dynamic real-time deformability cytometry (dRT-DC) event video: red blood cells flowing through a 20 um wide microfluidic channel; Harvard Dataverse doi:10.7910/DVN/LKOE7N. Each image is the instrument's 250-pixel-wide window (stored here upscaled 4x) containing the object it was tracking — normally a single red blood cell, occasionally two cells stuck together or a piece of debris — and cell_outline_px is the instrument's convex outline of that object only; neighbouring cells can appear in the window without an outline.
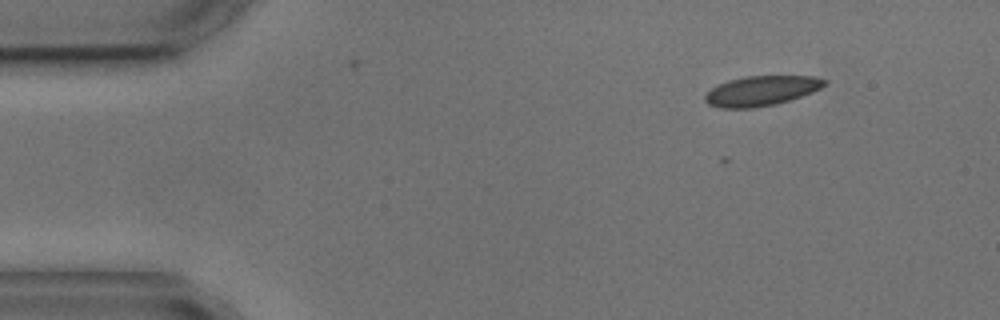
{"species": "common noctule bat (a hibernating species)", "species_latin": "Nyctalus noctula", "temperature_condition": "cold", "stored_images_in_passage": 7, "camera_frame_rate_fps": 3000, "um_per_image_px": 0.085, "animal": {"sex": "male", "body_mass_g": 17.9, "forearm_length_mm": 54.2}, "frame": {"image": 1, "passage_image": 1, "time_ms": 0.0, "image_size_px": [1000, 320], "cell_outline_px": [[828, 84], [812, 92], [776, 104], [752, 108], [720, 108], [708, 104], [704, 100], [704, 96], [712, 88], [728, 80], [744, 76], [816, 76], [828, 80]], "centroid_in_image_um": [64.73, 7.71], "position_along_channel_um": 20.3, "area_um2": 20.81}}
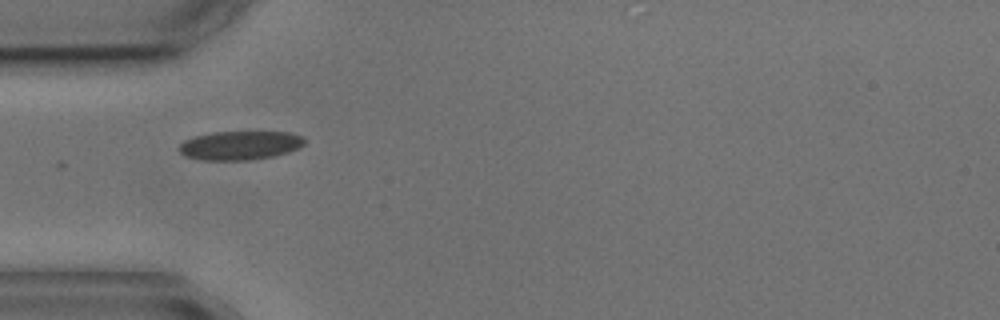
{"frame": {"image": 2, "passage_image": 4, "time_ms": 3.333, "image_size_px": [1000, 320], "cell_outline_px": [[304, 144], [288, 152], [272, 156], [248, 160], [204, 160], [188, 156], [180, 152], [180, 144], [184, 140], [192, 136], [212, 132], [288, 132], [304, 136]], "centroid_in_image_um": [20.39, 12.34], "position_along_channel_um": 64.6, "area_um2": 20.92}}